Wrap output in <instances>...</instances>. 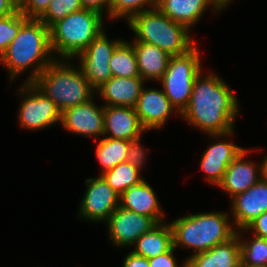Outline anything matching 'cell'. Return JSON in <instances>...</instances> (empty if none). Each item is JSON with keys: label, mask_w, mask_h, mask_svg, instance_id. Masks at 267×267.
<instances>
[{"label": "cell", "mask_w": 267, "mask_h": 267, "mask_svg": "<svg viewBox=\"0 0 267 267\" xmlns=\"http://www.w3.org/2000/svg\"><path fill=\"white\" fill-rule=\"evenodd\" d=\"M251 152L243 149L242 152L228 166L217 188L230 195V200L236 195L247 191L261 179L260 162L257 164L247 160Z\"/></svg>", "instance_id": "16"}, {"label": "cell", "mask_w": 267, "mask_h": 267, "mask_svg": "<svg viewBox=\"0 0 267 267\" xmlns=\"http://www.w3.org/2000/svg\"><path fill=\"white\" fill-rule=\"evenodd\" d=\"M95 98L61 112V126L74 135L102 138L104 134V105Z\"/></svg>", "instance_id": "13"}, {"label": "cell", "mask_w": 267, "mask_h": 267, "mask_svg": "<svg viewBox=\"0 0 267 267\" xmlns=\"http://www.w3.org/2000/svg\"><path fill=\"white\" fill-rule=\"evenodd\" d=\"M72 61L55 59L32 82L61 112L86 103L96 95L80 66L72 65Z\"/></svg>", "instance_id": "4"}, {"label": "cell", "mask_w": 267, "mask_h": 267, "mask_svg": "<svg viewBox=\"0 0 267 267\" xmlns=\"http://www.w3.org/2000/svg\"><path fill=\"white\" fill-rule=\"evenodd\" d=\"M17 9L22 5L23 0H9Z\"/></svg>", "instance_id": "40"}, {"label": "cell", "mask_w": 267, "mask_h": 267, "mask_svg": "<svg viewBox=\"0 0 267 267\" xmlns=\"http://www.w3.org/2000/svg\"><path fill=\"white\" fill-rule=\"evenodd\" d=\"M17 8L9 0H0V18L11 15Z\"/></svg>", "instance_id": "37"}, {"label": "cell", "mask_w": 267, "mask_h": 267, "mask_svg": "<svg viewBox=\"0 0 267 267\" xmlns=\"http://www.w3.org/2000/svg\"><path fill=\"white\" fill-rule=\"evenodd\" d=\"M141 175V171L129 162L119 163L113 169L107 170L101 174L105 181L119 195L132 186L139 185L144 181L145 178Z\"/></svg>", "instance_id": "27"}, {"label": "cell", "mask_w": 267, "mask_h": 267, "mask_svg": "<svg viewBox=\"0 0 267 267\" xmlns=\"http://www.w3.org/2000/svg\"><path fill=\"white\" fill-rule=\"evenodd\" d=\"M145 81L141 77L112 76L95 93L104 101V106L135 107Z\"/></svg>", "instance_id": "20"}, {"label": "cell", "mask_w": 267, "mask_h": 267, "mask_svg": "<svg viewBox=\"0 0 267 267\" xmlns=\"http://www.w3.org/2000/svg\"><path fill=\"white\" fill-rule=\"evenodd\" d=\"M119 206L125 210L149 216L156 223L166 219L156 192L146 180L124 191L119 197Z\"/></svg>", "instance_id": "19"}, {"label": "cell", "mask_w": 267, "mask_h": 267, "mask_svg": "<svg viewBox=\"0 0 267 267\" xmlns=\"http://www.w3.org/2000/svg\"><path fill=\"white\" fill-rule=\"evenodd\" d=\"M197 46L183 55L171 56L163 77L158 81L180 114L188 106L194 81L202 71V55Z\"/></svg>", "instance_id": "7"}, {"label": "cell", "mask_w": 267, "mask_h": 267, "mask_svg": "<svg viewBox=\"0 0 267 267\" xmlns=\"http://www.w3.org/2000/svg\"><path fill=\"white\" fill-rule=\"evenodd\" d=\"M98 141L95 153L97 161L102 166L100 175L113 169L119 163L126 162L130 140L102 137Z\"/></svg>", "instance_id": "24"}, {"label": "cell", "mask_w": 267, "mask_h": 267, "mask_svg": "<svg viewBox=\"0 0 267 267\" xmlns=\"http://www.w3.org/2000/svg\"><path fill=\"white\" fill-rule=\"evenodd\" d=\"M130 43L135 50L140 77L145 82L155 81L157 83L163 77L171 56L156 45L142 41Z\"/></svg>", "instance_id": "22"}, {"label": "cell", "mask_w": 267, "mask_h": 267, "mask_svg": "<svg viewBox=\"0 0 267 267\" xmlns=\"http://www.w3.org/2000/svg\"><path fill=\"white\" fill-rule=\"evenodd\" d=\"M145 132L133 107L104 106L103 137L131 141Z\"/></svg>", "instance_id": "17"}, {"label": "cell", "mask_w": 267, "mask_h": 267, "mask_svg": "<svg viewBox=\"0 0 267 267\" xmlns=\"http://www.w3.org/2000/svg\"><path fill=\"white\" fill-rule=\"evenodd\" d=\"M123 39L110 40L103 30L76 58L78 64L88 79L92 88L96 91L111 77L110 60L115 48Z\"/></svg>", "instance_id": "9"}, {"label": "cell", "mask_w": 267, "mask_h": 267, "mask_svg": "<svg viewBox=\"0 0 267 267\" xmlns=\"http://www.w3.org/2000/svg\"><path fill=\"white\" fill-rule=\"evenodd\" d=\"M234 132L235 129L222 134H208L209 140L213 138L216 141H213V144L211 143L203 152L200 159V168L204 172L208 183L216 187L221 182L228 166L244 149L229 142Z\"/></svg>", "instance_id": "11"}, {"label": "cell", "mask_w": 267, "mask_h": 267, "mask_svg": "<svg viewBox=\"0 0 267 267\" xmlns=\"http://www.w3.org/2000/svg\"><path fill=\"white\" fill-rule=\"evenodd\" d=\"M157 0H110V20L125 19L156 7Z\"/></svg>", "instance_id": "28"}, {"label": "cell", "mask_w": 267, "mask_h": 267, "mask_svg": "<svg viewBox=\"0 0 267 267\" xmlns=\"http://www.w3.org/2000/svg\"><path fill=\"white\" fill-rule=\"evenodd\" d=\"M261 179L267 181V155L260 163Z\"/></svg>", "instance_id": "38"}, {"label": "cell", "mask_w": 267, "mask_h": 267, "mask_svg": "<svg viewBox=\"0 0 267 267\" xmlns=\"http://www.w3.org/2000/svg\"><path fill=\"white\" fill-rule=\"evenodd\" d=\"M52 0H23L19 10L28 19H39L48 9Z\"/></svg>", "instance_id": "32"}, {"label": "cell", "mask_w": 267, "mask_h": 267, "mask_svg": "<svg viewBox=\"0 0 267 267\" xmlns=\"http://www.w3.org/2000/svg\"><path fill=\"white\" fill-rule=\"evenodd\" d=\"M105 19L98 12L82 9L53 24L49 35L55 59L74 60L105 30Z\"/></svg>", "instance_id": "6"}, {"label": "cell", "mask_w": 267, "mask_h": 267, "mask_svg": "<svg viewBox=\"0 0 267 267\" xmlns=\"http://www.w3.org/2000/svg\"><path fill=\"white\" fill-rule=\"evenodd\" d=\"M86 191L80 201L78 214L88 222L105 223L119 206L120 195L99 175L85 180Z\"/></svg>", "instance_id": "10"}, {"label": "cell", "mask_w": 267, "mask_h": 267, "mask_svg": "<svg viewBox=\"0 0 267 267\" xmlns=\"http://www.w3.org/2000/svg\"><path fill=\"white\" fill-rule=\"evenodd\" d=\"M27 20L28 18L19 9L9 16L0 18V58L6 53L10 43Z\"/></svg>", "instance_id": "29"}, {"label": "cell", "mask_w": 267, "mask_h": 267, "mask_svg": "<svg viewBox=\"0 0 267 267\" xmlns=\"http://www.w3.org/2000/svg\"><path fill=\"white\" fill-rule=\"evenodd\" d=\"M104 224H106L107 235L112 245L119 249H125L132 247L142 234L157 223L149 216L140 215L118 206Z\"/></svg>", "instance_id": "12"}, {"label": "cell", "mask_w": 267, "mask_h": 267, "mask_svg": "<svg viewBox=\"0 0 267 267\" xmlns=\"http://www.w3.org/2000/svg\"><path fill=\"white\" fill-rule=\"evenodd\" d=\"M55 57L50 46L49 28L39 19H28L0 58L10 82L20 74H29L24 83H32Z\"/></svg>", "instance_id": "2"}, {"label": "cell", "mask_w": 267, "mask_h": 267, "mask_svg": "<svg viewBox=\"0 0 267 267\" xmlns=\"http://www.w3.org/2000/svg\"><path fill=\"white\" fill-rule=\"evenodd\" d=\"M142 136L130 141L127 149L126 162L131 163L135 168L142 172L143 166L147 160V147L141 144Z\"/></svg>", "instance_id": "31"}, {"label": "cell", "mask_w": 267, "mask_h": 267, "mask_svg": "<svg viewBox=\"0 0 267 267\" xmlns=\"http://www.w3.org/2000/svg\"><path fill=\"white\" fill-rule=\"evenodd\" d=\"M246 232L241 229L236 233L241 249V267H267V239L255 235L246 239Z\"/></svg>", "instance_id": "25"}, {"label": "cell", "mask_w": 267, "mask_h": 267, "mask_svg": "<svg viewBox=\"0 0 267 267\" xmlns=\"http://www.w3.org/2000/svg\"><path fill=\"white\" fill-rule=\"evenodd\" d=\"M125 23L135 35L133 41L156 45L170 56L183 55L197 45L187 26L172 21L156 7L133 15Z\"/></svg>", "instance_id": "5"}, {"label": "cell", "mask_w": 267, "mask_h": 267, "mask_svg": "<svg viewBox=\"0 0 267 267\" xmlns=\"http://www.w3.org/2000/svg\"><path fill=\"white\" fill-rule=\"evenodd\" d=\"M213 1L218 5V7L221 10H224L229 6V4L233 3V0H213Z\"/></svg>", "instance_id": "39"}, {"label": "cell", "mask_w": 267, "mask_h": 267, "mask_svg": "<svg viewBox=\"0 0 267 267\" xmlns=\"http://www.w3.org/2000/svg\"><path fill=\"white\" fill-rule=\"evenodd\" d=\"M245 229L251 232L250 235L267 239V212L258 216Z\"/></svg>", "instance_id": "34"}, {"label": "cell", "mask_w": 267, "mask_h": 267, "mask_svg": "<svg viewBox=\"0 0 267 267\" xmlns=\"http://www.w3.org/2000/svg\"><path fill=\"white\" fill-rule=\"evenodd\" d=\"M230 206L235 229H245L258 216L267 212V181L260 179L247 191L233 197Z\"/></svg>", "instance_id": "15"}, {"label": "cell", "mask_w": 267, "mask_h": 267, "mask_svg": "<svg viewBox=\"0 0 267 267\" xmlns=\"http://www.w3.org/2000/svg\"><path fill=\"white\" fill-rule=\"evenodd\" d=\"M80 2L83 9L93 10L104 17L106 15L110 20V0H80Z\"/></svg>", "instance_id": "35"}, {"label": "cell", "mask_w": 267, "mask_h": 267, "mask_svg": "<svg viewBox=\"0 0 267 267\" xmlns=\"http://www.w3.org/2000/svg\"><path fill=\"white\" fill-rule=\"evenodd\" d=\"M112 76L140 77L133 45L128 40H123L114 50L110 65Z\"/></svg>", "instance_id": "26"}, {"label": "cell", "mask_w": 267, "mask_h": 267, "mask_svg": "<svg viewBox=\"0 0 267 267\" xmlns=\"http://www.w3.org/2000/svg\"><path fill=\"white\" fill-rule=\"evenodd\" d=\"M123 267H150L147 258L138 256L130 251L123 260Z\"/></svg>", "instance_id": "36"}, {"label": "cell", "mask_w": 267, "mask_h": 267, "mask_svg": "<svg viewBox=\"0 0 267 267\" xmlns=\"http://www.w3.org/2000/svg\"><path fill=\"white\" fill-rule=\"evenodd\" d=\"M187 267H241V249L236 234L212 249L187 256Z\"/></svg>", "instance_id": "21"}, {"label": "cell", "mask_w": 267, "mask_h": 267, "mask_svg": "<svg viewBox=\"0 0 267 267\" xmlns=\"http://www.w3.org/2000/svg\"><path fill=\"white\" fill-rule=\"evenodd\" d=\"M134 109L147 131L164 127L174 111L175 115L180 116L164 91L157 88L143 87Z\"/></svg>", "instance_id": "14"}, {"label": "cell", "mask_w": 267, "mask_h": 267, "mask_svg": "<svg viewBox=\"0 0 267 267\" xmlns=\"http://www.w3.org/2000/svg\"><path fill=\"white\" fill-rule=\"evenodd\" d=\"M176 248L173 246L169 251L162 255H158L152 259H148L150 267H187L186 259L181 263V266L177 264L175 257Z\"/></svg>", "instance_id": "33"}, {"label": "cell", "mask_w": 267, "mask_h": 267, "mask_svg": "<svg viewBox=\"0 0 267 267\" xmlns=\"http://www.w3.org/2000/svg\"><path fill=\"white\" fill-rule=\"evenodd\" d=\"M156 8L172 21L181 23L190 30L200 22L207 9H213L215 14L221 13L213 0H157Z\"/></svg>", "instance_id": "18"}, {"label": "cell", "mask_w": 267, "mask_h": 267, "mask_svg": "<svg viewBox=\"0 0 267 267\" xmlns=\"http://www.w3.org/2000/svg\"><path fill=\"white\" fill-rule=\"evenodd\" d=\"M202 72L194 81L189 104L180 117L202 134L230 132L240 114L238 98L216 73Z\"/></svg>", "instance_id": "1"}, {"label": "cell", "mask_w": 267, "mask_h": 267, "mask_svg": "<svg viewBox=\"0 0 267 267\" xmlns=\"http://www.w3.org/2000/svg\"><path fill=\"white\" fill-rule=\"evenodd\" d=\"M80 0H52L46 12L39 18L48 28L67 15L82 10Z\"/></svg>", "instance_id": "30"}, {"label": "cell", "mask_w": 267, "mask_h": 267, "mask_svg": "<svg viewBox=\"0 0 267 267\" xmlns=\"http://www.w3.org/2000/svg\"><path fill=\"white\" fill-rule=\"evenodd\" d=\"M227 211L188 214L169 222L173 246L193 250L191 255L208 251L233 238L237 230ZM232 223V225H231Z\"/></svg>", "instance_id": "3"}, {"label": "cell", "mask_w": 267, "mask_h": 267, "mask_svg": "<svg viewBox=\"0 0 267 267\" xmlns=\"http://www.w3.org/2000/svg\"><path fill=\"white\" fill-rule=\"evenodd\" d=\"M22 99L18 118L21 127L26 130H43L61 121V111L56 104L39 91L32 83H22L17 89Z\"/></svg>", "instance_id": "8"}, {"label": "cell", "mask_w": 267, "mask_h": 267, "mask_svg": "<svg viewBox=\"0 0 267 267\" xmlns=\"http://www.w3.org/2000/svg\"><path fill=\"white\" fill-rule=\"evenodd\" d=\"M173 247V232L170 223H157L142 234L132 246V252L138 256L152 259L162 255Z\"/></svg>", "instance_id": "23"}]
</instances>
